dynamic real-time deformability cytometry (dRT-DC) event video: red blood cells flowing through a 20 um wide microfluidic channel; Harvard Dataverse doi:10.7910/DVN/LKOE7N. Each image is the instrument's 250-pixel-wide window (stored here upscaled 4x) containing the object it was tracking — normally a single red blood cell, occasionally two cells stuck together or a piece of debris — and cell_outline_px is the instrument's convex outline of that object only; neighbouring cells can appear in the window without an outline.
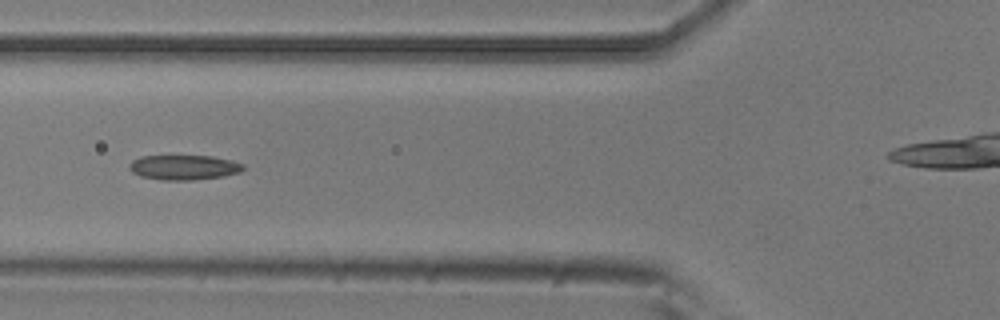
{"species": "common noctule bat (a hibernating species)", "species_latin": "Nyctalus noctula", "temperature_condition": "room temperature", "stored_images_in_passage": 6, "camera_frame_rate_fps": 3000, "um_per_image_px": 0.085, "animal": {"sex": "male", "body_mass_g": 20.5, "forearm_length_mm": 52.5}, "frame": {"image": 1, "passage_image": 3, "time_ms": 0.667, "image_size_px": [1000, 320], "cell_outline_px": [[244, 168], [240, 172], [224, 176], [192, 180], [160, 180], [140, 176], [132, 172], [128, 168], [128, 164], [132, 160], [140, 156], [212, 156], [232, 160], [244, 164]], "centroid_in_image_um": [15.61, 14.22], "position_along_channel_um": 110.2, "area_um2": 16.65}}
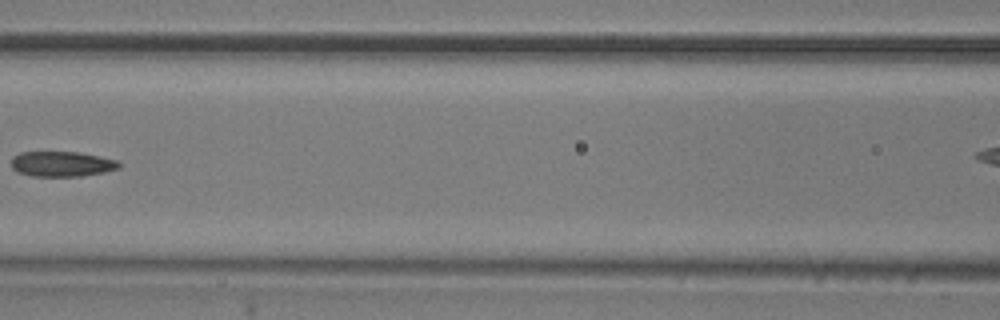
{"frame": {"image": 2, "passage_image": 4, "time_ms": 1.0, "image_size_px": [1000, 320], "cell_outline_px": [[120, 168], [104, 172], [80, 176], [32, 176], [16, 172], [12, 168], [12, 156], [20, 152], [80, 152], [116, 160], [120, 164]], "centroid_in_image_um": [5.22, 13.94], "position_along_channel_um": 161.4, "area_um2": 15.84}}
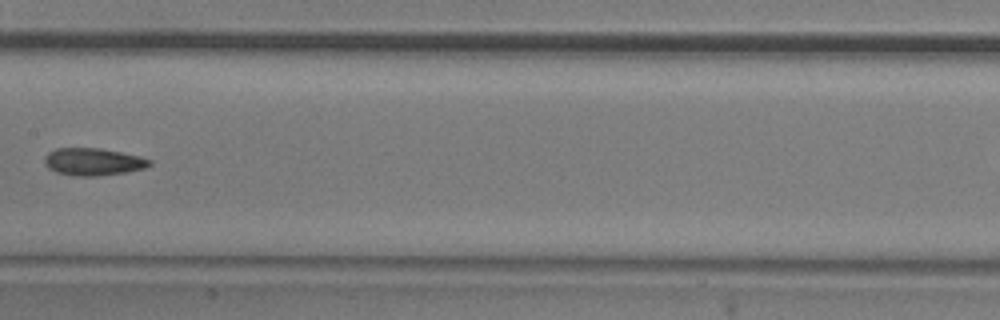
{"frame": {"image": 3, "passage_image": 5, "time_ms": 1.333, "image_size_px": [1000, 320], "cell_outline_px": [[152, 164], [144, 168], [128, 172], [96, 176], [76, 176], [56, 172], [48, 168], [44, 164], [44, 156], [48, 152], [56, 148], [100, 148], [140, 156], [152, 160]], "centroid_in_image_um": [7.91, 13.75], "position_along_channel_um": 199.5, "area_um2": 16.88}}